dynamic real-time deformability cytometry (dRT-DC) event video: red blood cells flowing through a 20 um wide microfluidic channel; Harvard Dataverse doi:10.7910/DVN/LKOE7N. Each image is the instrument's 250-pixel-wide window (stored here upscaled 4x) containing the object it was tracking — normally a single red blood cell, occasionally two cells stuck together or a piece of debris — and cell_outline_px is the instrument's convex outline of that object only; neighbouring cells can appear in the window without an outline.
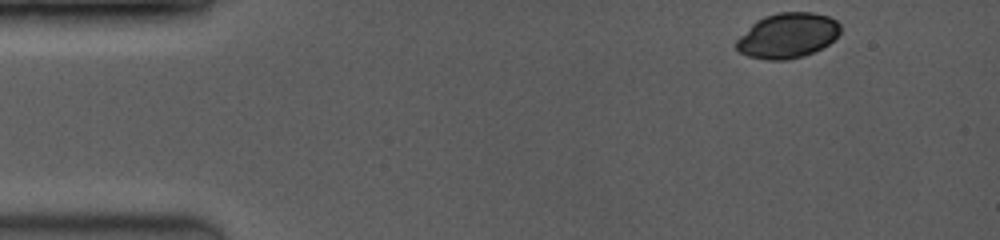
{"species": "common noctule bat (a hibernating species)", "species_latin": "Nyctalus noctula", "temperature_condition": "room temperature", "stored_images_in_passage": 18, "camera_frame_rate_fps": 3500, "um_per_image_px": 0.085, "animal": {"sex": "female", "body_mass_g": 19.0, "forearm_length_mm": 53.3}, "frame": {"image": 1, "passage_image": 1, "time_ms": 0.0, "image_size_px": [1000, 240], "cell_outline_px": [[840, 32], [828, 44], [804, 56], [788, 60], [768, 60], [748, 56], [740, 52], [736, 48], [736, 40], [756, 20], [764, 16], [780, 12], [812, 12], [828, 16], [836, 20], [840, 24]], "centroid_in_image_um": [66.94, 3.02], "position_along_channel_um": 18.1, "area_um2": 27.22}}
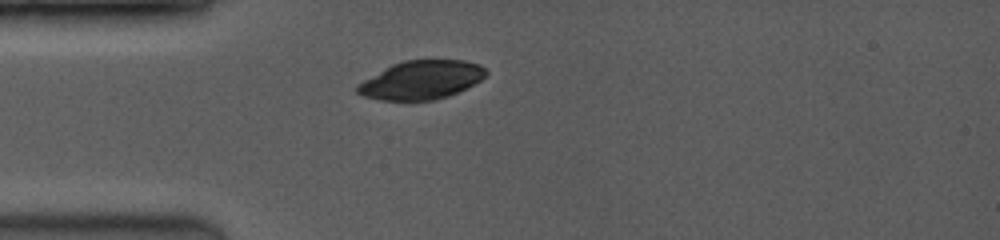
{"frame": {"image": 2, "passage_image": 14, "time_ms": 2.857, "image_size_px": [1000, 240], "cell_outline_px": [[488, 72], [480, 80], [448, 96], [432, 100], [380, 100], [364, 96], [356, 92], [356, 84], [392, 64], [404, 60], [464, 60], [480, 64]], "centroid_in_image_um": [35.78, 6.79], "position_along_channel_um": 49.2, "area_um2": 28.67}}
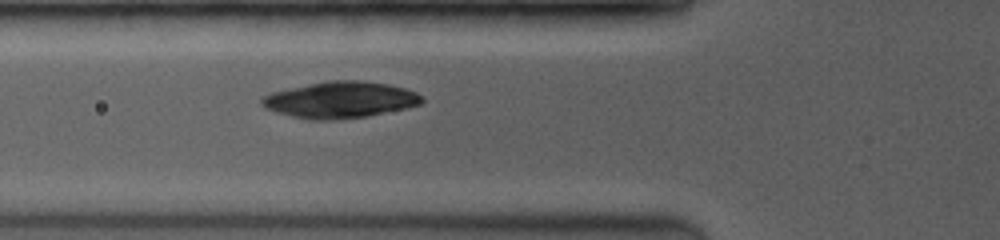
{"frame": {"image": 3, "passage_image": 18, "time_ms": 4.286, "image_size_px": [1000, 240], "cell_outline_px": [[424, 100], [420, 104], [404, 108], [368, 116], [336, 120], [308, 120], [276, 112], [264, 108], [260, 104], [260, 100], [264, 96], [272, 92], [328, 80], [360, 80], [388, 84], [404, 88], [416, 92]], "centroid_in_image_um": [28.89, 8.49], "position_along_channel_um": 96.9, "area_um2": 33.87}}